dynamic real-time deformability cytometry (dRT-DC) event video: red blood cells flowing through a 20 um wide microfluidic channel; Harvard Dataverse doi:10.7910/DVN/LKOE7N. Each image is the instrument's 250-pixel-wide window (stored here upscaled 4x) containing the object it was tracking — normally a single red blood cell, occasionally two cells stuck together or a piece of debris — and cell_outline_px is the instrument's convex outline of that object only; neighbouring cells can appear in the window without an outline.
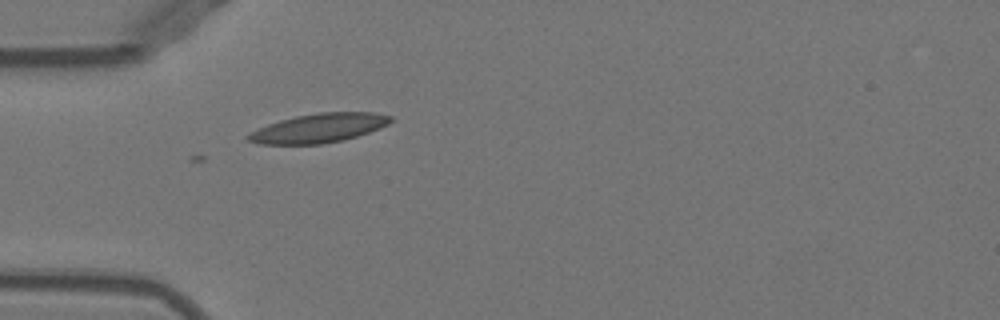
{"species": "Egyptian fruit bat (a non-hibernating species)", "species_latin": "Rousettus aegyptiacus", "temperature_condition": "warm", "stored_images_in_passage": 6, "camera_frame_rate_fps": 3000, "um_per_image_px": 0.085, "animal": {"sex": "female"}, "frame": {"image": 1, "passage_image": 1, "time_ms": 0.0, "image_size_px": [1000, 320], "cell_outline_px": [[392, 120], [388, 124], [380, 128], [344, 140], [320, 144], [260, 144], [248, 140], [244, 136], [268, 124], [280, 120], [296, 116], [320, 112], [372, 112], [392, 116]], "centroid_in_image_um": [27.11, 10.88], "position_along_channel_um": 57.9, "area_um2": 23.93}}
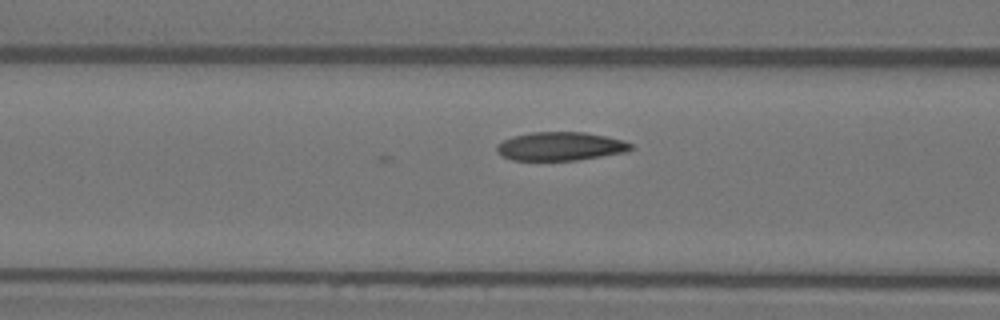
{"frame": {"image": 2, "passage_image": 6, "time_ms": 1.667, "image_size_px": [1000, 320], "cell_outline_px": [[632, 148], [628, 152], [576, 160], [512, 160], [496, 152], [496, 148], [504, 140], [512, 136], [532, 132], [584, 132], [608, 136], [624, 140], [632, 144]], "centroid_in_image_um": [47.68, 12.43], "position_along_channel_um": 118.9, "area_um2": 22.31}}